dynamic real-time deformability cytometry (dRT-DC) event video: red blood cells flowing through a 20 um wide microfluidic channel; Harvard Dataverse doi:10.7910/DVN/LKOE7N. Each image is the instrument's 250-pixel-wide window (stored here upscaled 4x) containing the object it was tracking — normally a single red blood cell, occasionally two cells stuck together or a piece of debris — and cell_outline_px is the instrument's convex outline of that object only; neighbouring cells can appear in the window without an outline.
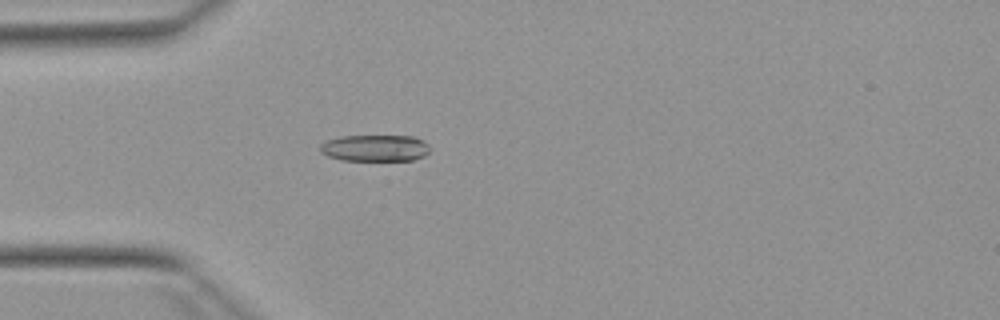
{"species": "Egyptian fruit bat (a non-hibernating species)", "species_latin": "Rousettus aegyptiacus", "temperature_condition": "warm", "stored_images_in_passage": 43, "camera_frame_rate_fps": 3000, "um_per_image_px": 0.085, "animal": {"sex": "female"}, "frame": {"image": 1, "passage_image": 11, "time_ms": 3.333, "image_size_px": [1000, 320], "cell_outline_px": [[428, 152], [424, 156], [412, 160], [340, 160], [328, 156], [320, 152], [320, 144], [328, 140], [340, 136], [416, 136], [424, 140], [428, 144]], "centroid_in_image_um": [31.88, 12.58], "position_along_channel_um": 53.1, "area_um2": 17.05}}
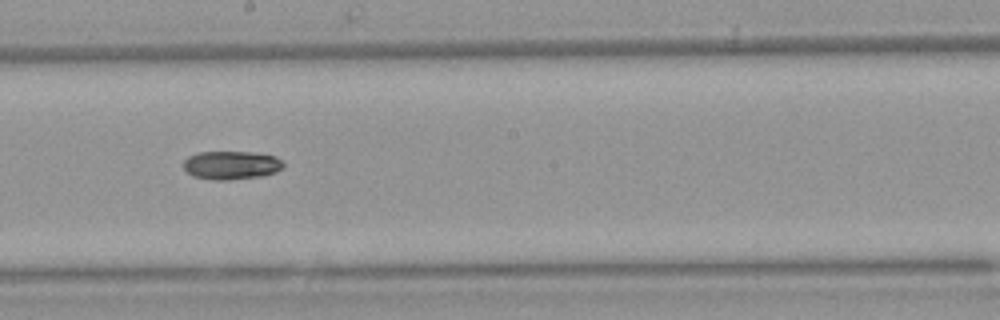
{"frame": {"image": 2, "passage_image": 25, "time_ms": 8.0, "image_size_px": [1000, 320], "cell_outline_px": [[284, 168], [276, 172], [264, 176], [228, 180], [212, 180], [192, 176], [184, 168], [184, 160], [188, 156], [196, 152], [252, 152], [276, 156], [284, 164]], "centroid_in_image_um": [19.67, 14.04], "position_along_channel_um": 228.5, "area_um2": 16.76}}
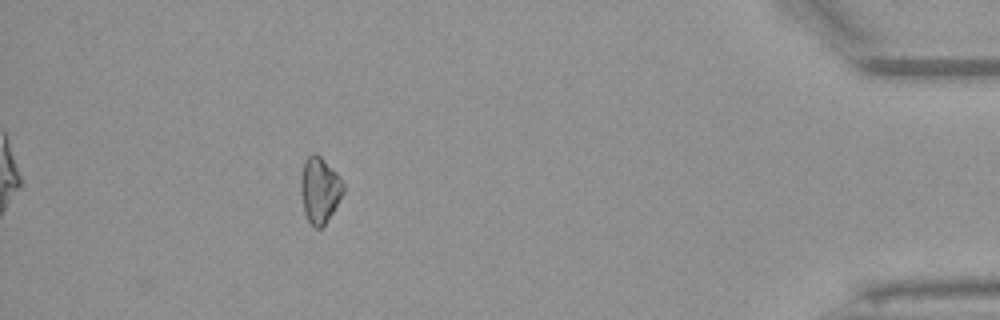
{"frame": {"image": 3, "passage_image": 43, "time_ms": 14.0, "image_size_px": [1000, 320], "cell_outline_px": [[344, 192], [332, 212], [324, 224], [320, 228], [312, 228], [304, 212], [300, 192], [300, 180], [304, 160], [312, 152], [316, 152], [336, 172], [344, 184]], "centroid_in_image_um": [27.14, 16.13], "position_along_channel_um": 408.1, "area_um2": 16.36}, "authors_computed_cell_mechanics": {"area_um2": 16.762, "velocity_mm_per_s": 3.9219, "shape_relaxation_time_tau1_ms": 9.9236, "shape_relaxation_time_tau2_ms": null, "deformation_change_tau1": 0.1919, "deformation_change_tau2": null}}